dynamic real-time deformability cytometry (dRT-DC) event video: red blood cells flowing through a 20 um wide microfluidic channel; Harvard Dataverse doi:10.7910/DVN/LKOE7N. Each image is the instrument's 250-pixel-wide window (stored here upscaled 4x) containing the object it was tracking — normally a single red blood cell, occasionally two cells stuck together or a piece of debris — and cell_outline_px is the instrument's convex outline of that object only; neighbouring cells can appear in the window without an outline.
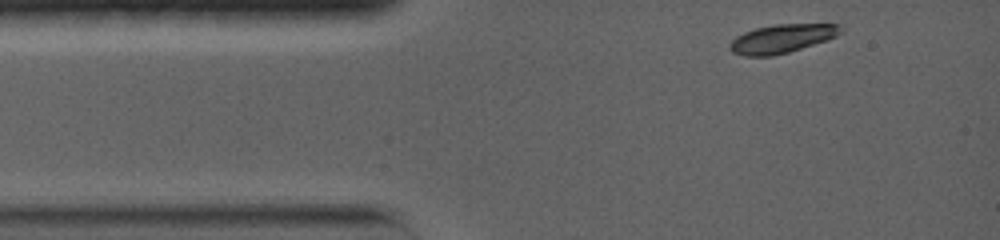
{"species": "common noctule bat (a hibernating species)", "species_latin": "Nyctalus noctula", "temperature_condition": "warm", "stored_images_in_passage": 32, "camera_frame_rate_fps": 5000, "um_per_image_px": 0.085, "animal": {"sex": "female", "body_mass_g": 19.0, "forearm_length_mm": 56.7}, "frame": {"image": 1, "passage_image": 1, "time_ms": 0.0, "image_size_px": [1000, 240], "cell_outline_px": [[844, 32], [828, 40], [788, 52], [772, 56], [744, 56], [732, 52], [728, 48], [728, 44], [736, 36], [744, 32], [756, 28], [776, 24], [844, 24]], "centroid_in_image_um": [66.49, 3.28], "position_along_channel_um": 18.5, "area_um2": 18.73}}
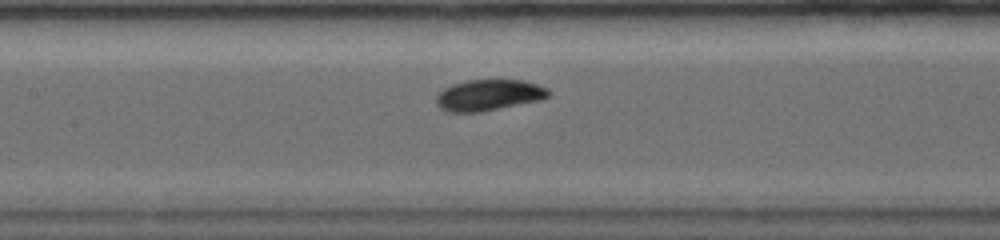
{"frame": {"image": 2, "passage_image": 13, "time_ms": 5.0, "image_size_px": [1000, 240], "cell_outline_px": [[552, 92], [548, 96], [540, 100], [480, 112], [448, 112], [440, 108], [436, 104], [436, 96], [444, 88], [452, 84], [464, 80], [524, 80], [548, 88]], "centroid_in_image_um": [41.53, 8.08], "position_along_channel_um": 165.9, "area_um2": 20.4}}
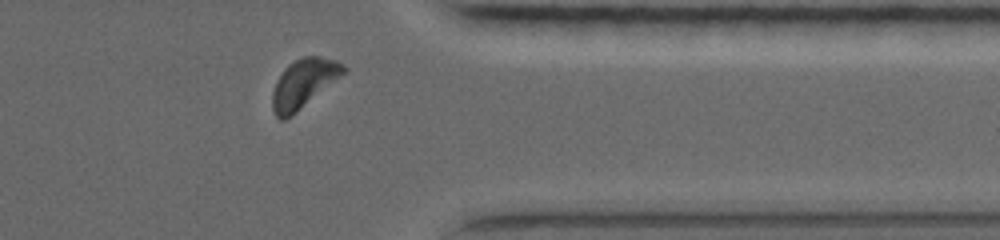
{"frame": {"image": 3, "passage_image": 29, "time_ms": 11.0, "image_size_px": [1000, 240], "cell_outline_px": [[348, 68], [344, 72], [296, 112], [284, 120], [280, 120], [276, 116], [272, 108], [272, 92], [276, 80], [284, 68], [288, 64], [304, 56], [320, 56], [336, 60], [344, 64]], "centroid_in_image_um": [25.77, 7.07], "position_along_channel_um": 385.6, "area_um2": 19.83}, "authors_computed_cell_mechanics": {"area_um2": 19.941, "velocity_mm_per_s": 3.755, "shape_relaxation_time_tau1_ms": 2.8158, "shape_relaxation_time_tau2_ms": null, "deformation_change_tau1": 0.138, "deformation_change_tau2": null}}